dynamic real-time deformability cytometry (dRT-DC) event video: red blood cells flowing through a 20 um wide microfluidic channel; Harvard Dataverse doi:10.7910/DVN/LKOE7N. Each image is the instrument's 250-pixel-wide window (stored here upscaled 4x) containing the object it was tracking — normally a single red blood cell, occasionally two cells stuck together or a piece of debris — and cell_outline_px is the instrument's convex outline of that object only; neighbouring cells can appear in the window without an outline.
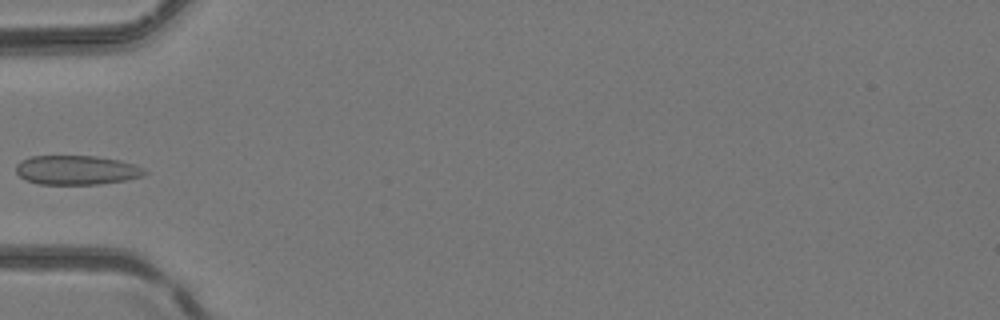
{"species": "common noctule bat (a hibernating species)", "species_latin": "Nyctalus noctula", "temperature_condition": "room temperature", "stored_images_in_passage": 6, "camera_frame_rate_fps": 3000, "um_per_image_px": 0.085, "animal": {"sex": "female", "body_mass_g": 24.6, "forearm_length_mm": 56.2}, "frame": {"image": 1, "passage_image": 6, "time_ms": 1.667, "image_size_px": [1000, 320], "cell_outline_px": [[148, 172], [144, 176], [124, 180], [96, 184], [40, 184], [24, 180], [16, 172], [16, 164], [20, 160], [32, 156], [96, 156], [120, 160], [144, 168]], "centroid_in_image_um": [6.49, 14.45], "position_along_channel_um": 78.5, "area_um2": 21.96}}